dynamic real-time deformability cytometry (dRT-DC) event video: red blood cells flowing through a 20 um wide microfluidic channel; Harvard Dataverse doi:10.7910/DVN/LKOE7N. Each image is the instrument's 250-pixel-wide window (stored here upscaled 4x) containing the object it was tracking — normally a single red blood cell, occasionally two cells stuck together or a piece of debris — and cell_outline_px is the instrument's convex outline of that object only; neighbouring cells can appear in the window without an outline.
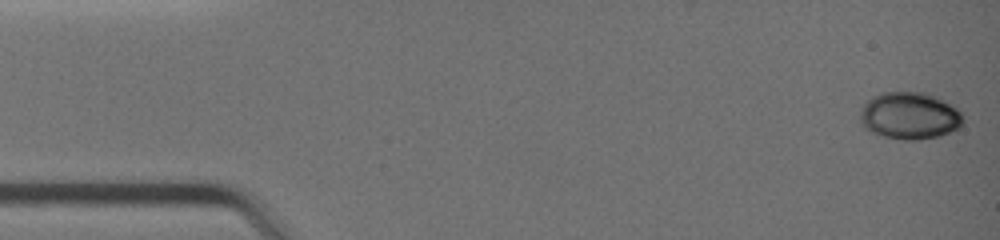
{"species": "common noctule bat (a hibernating species)", "species_latin": "Nyctalus noctula", "temperature_condition": "warm", "stored_images_in_passage": 40, "camera_frame_rate_fps": 3000, "um_per_image_px": 0.085, "animal": {"sex": "female", "body_mass_g": 19.0, "forearm_length_mm": 51.5}, "frame": {"image": 1, "passage_image": 1, "time_ms": 0.0, "image_size_px": [1000, 240], "cell_outline_px": [[964, 120], [956, 128], [940, 136], [916, 140], [904, 140], [884, 136], [872, 132], [864, 128], [860, 120], [860, 112], [864, 104], [872, 96], [880, 92], [928, 92], [944, 100], [956, 108], [960, 112]], "centroid_in_image_um": [77.29, 9.82], "position_along_channel_um": 7.7, "area_um2": 28.26}}
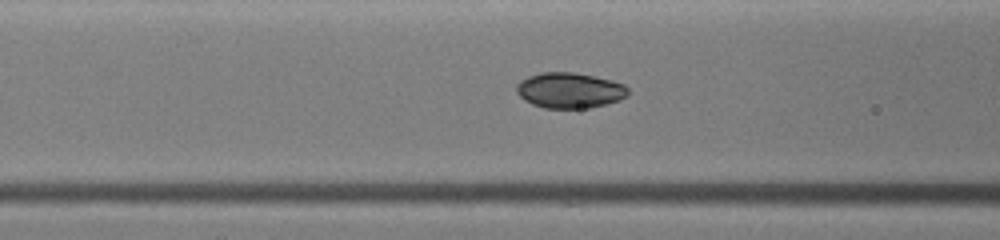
{"frame": {"image": 2, "passage_image": 16, "time_ms": 5.0, "image_size_px": [1000, 240], "cell_outline_px": [[628, 96], [620, 100], [592, 108], [544, 108], [532, 104], [524, 100], [516, 92], [516, 84], [520, 80], [528, 76], [544, 72], [572, 72], [612, 80], [624, 84], [628, 88]], "centroid_in_image_um": [48.42, 7.69], "position_along_channel_um": 118.2, "area_um2": 23.24}}
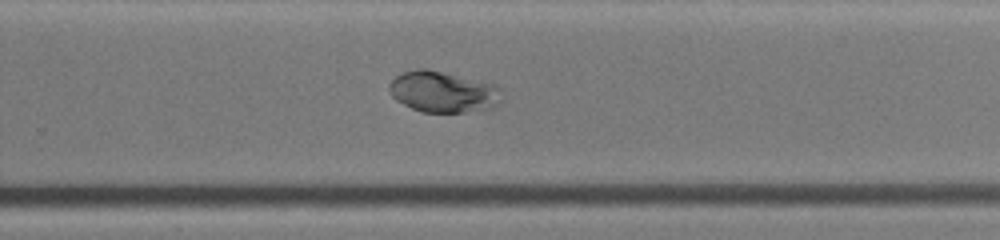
{"frame": {"image": 3, "passage_image": 27, "time_ms": 8.667, "image_size_px": [1000, 240], "cell_outline_px": [[500, 104], [496, 108], [464, 112], [420, 112], [396, 100], [388, 92], [388, 84], [396, 76], [404, 72], [416, 68], [428, 68], [492, 84], [500, 88]], "centroid_in_image_um": [37.64, 7.81], "position_along_channel_um": 292.2, "area_um2": 27.05}, "authors_computed_cell_mechanics": {"area_um2": 25.8077, "velocity_mm_per_s": 4.7554, "shape_relaxation_time_tau1_ms": 1.3037, "shape_relaxation_time_tau2_ms": null, "deformation_change_tau1": 0.0805, "deformation_change_tau2": null}}